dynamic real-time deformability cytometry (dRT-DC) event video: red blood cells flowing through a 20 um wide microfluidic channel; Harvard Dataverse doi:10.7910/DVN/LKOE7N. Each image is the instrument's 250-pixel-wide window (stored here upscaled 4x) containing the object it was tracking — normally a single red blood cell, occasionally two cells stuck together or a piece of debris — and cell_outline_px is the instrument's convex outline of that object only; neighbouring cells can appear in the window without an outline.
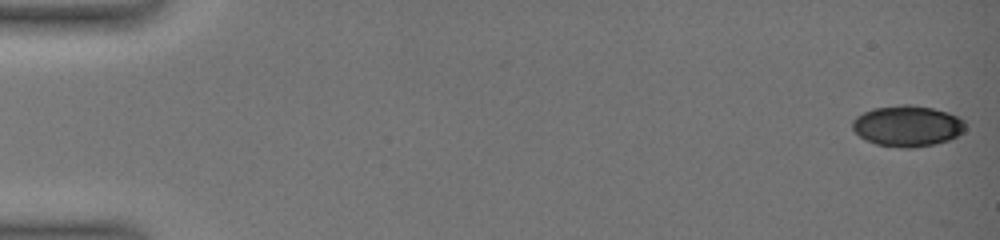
{"species": "common noctule bat (a hibernating species)", "species_latin": "Nyctalus noctula", "temperature_condition": "warm", "stored_images_in_passage": 82, "camera_frame_rate_fps": 3000, "um_per_image_px": 0.085, "animal": {"sex": "female", "body_mass_g": 19.0, "forearm_length_mm": 51.5}, "frame": {"image": 1, "passage_image": 1, "time_ms": 0.0, "image_size_px": [1000, 240], "cell_outline_px": [[964, 132], [948, 140], [936, 144], [912, 148], [904, 148], [876, 144], [860, 136], [852, 128], [852, 120], [856, 116], [872, 108], [900, 104], [912, 104], [932, 108], [948, 112], [964, 120]], "centroid_in_image_um": [77.12, 10.7], "position_along_channel_um": 7.9, "area_um2": 26.99}}
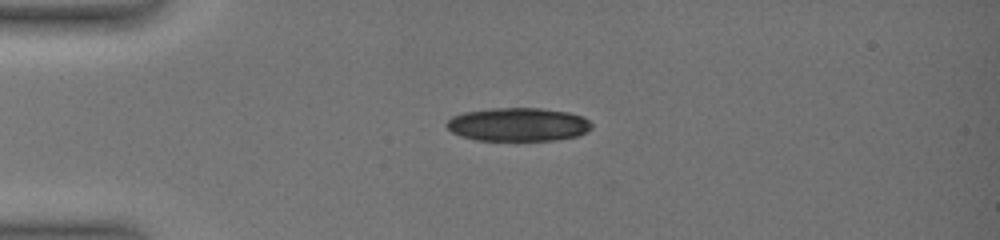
{"frame": {"image": 2, "passage_image": 29, "time_ms": 4.667, "image_size_px": [1000, 240], "cell_outline_px": [[592, 128], [588, 132], [580, 136], [556, 140], [516, 144], [476, 140], [460, 136], [452, 132], [444, 124], [452, 116], [464, 112], [492, 108], [540, 108], [568, 112], [584, 116], [592, 124]], "centroid_in_image_um": [44.06, 10.64], "position_along_channel_um": 40.9, "area_um2": 29.71}}